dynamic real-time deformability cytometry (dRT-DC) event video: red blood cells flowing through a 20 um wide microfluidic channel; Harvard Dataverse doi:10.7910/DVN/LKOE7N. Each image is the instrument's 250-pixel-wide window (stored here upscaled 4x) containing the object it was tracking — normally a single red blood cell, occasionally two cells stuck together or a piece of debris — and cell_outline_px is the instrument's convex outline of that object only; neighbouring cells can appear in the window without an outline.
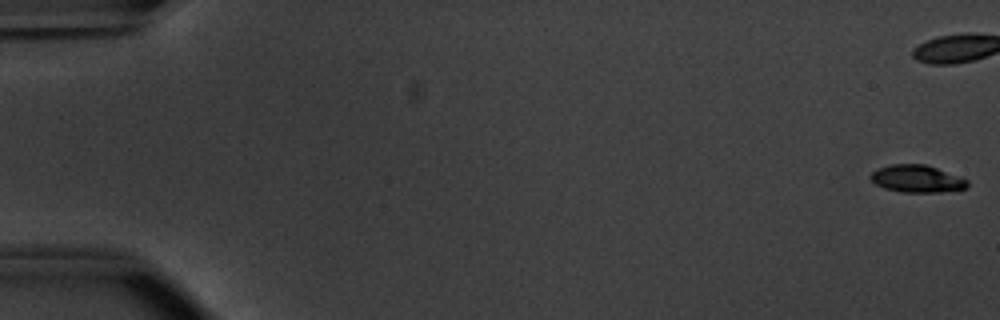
{"species": "common noctule bat (a hibernating species)", "species_latin": "Nyctalus noctula", "temperature_condition": "warm", "stored_images_in_passage": 55, "camera_frame_rate_fps": 3000, "um_per_image_px": 0.085, "animal": {"sex": "male", "body_mass_g": 20.1, "forearm_length_mm": 53.5}, "frame": {"image": 1, "passage_image": 1, "time_ms": 0.0, "image_size_px": [1000, 320], "cell_outline_px": [[968, 188], [940, 192], [904, 192], [884, 188], [876, 184], [868, 176], [872, 172], [880, 168], [892, 164], [924, 164], [960, 176], [968, 180]], "centroid_in_image_um": [77.96, 15.2], "position_along_channel_um": 7.0, "area_um2": 15.32}}
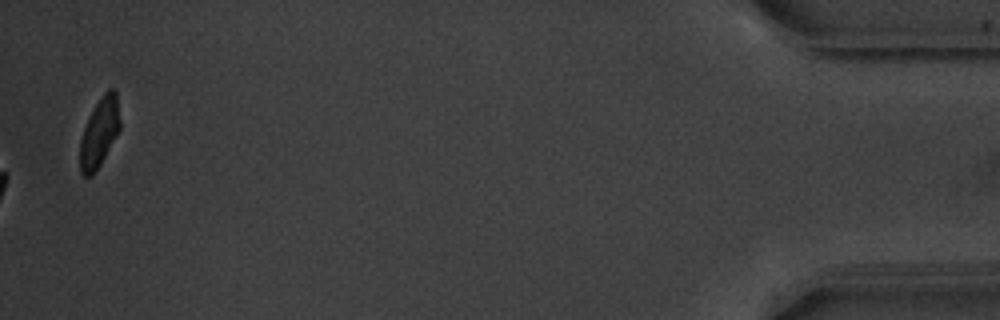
{"frame": {"image": 2, "passage_image": 55, "time_ms": 18.0, "image_size_px": [1000, 320], "cell_outline_px": [[120, 128], [100, 164], [92, 176], [84, 176], [80, 172], [80, 140], [84, 128], [96, 104], [104, 92], [108, 88], [112, 88], [116, 92], [120, 120]], "centroid_in_image_um": [8.45, 11.27], "position_along_channel_um": 426.8, "area_um2": 15.72}, "authors_computed_cell_mechanics": {"area_um2": 17.1088, "velocity_mm_per_s": 3.8415, "shape_relaxation_time_tau1_ms": 2.7055, "shape_relaxation_time_tau2_ms": 6.0607, "deformation_change_tau1": 0.1335, "deformation_change_tau2": 0.1227}}